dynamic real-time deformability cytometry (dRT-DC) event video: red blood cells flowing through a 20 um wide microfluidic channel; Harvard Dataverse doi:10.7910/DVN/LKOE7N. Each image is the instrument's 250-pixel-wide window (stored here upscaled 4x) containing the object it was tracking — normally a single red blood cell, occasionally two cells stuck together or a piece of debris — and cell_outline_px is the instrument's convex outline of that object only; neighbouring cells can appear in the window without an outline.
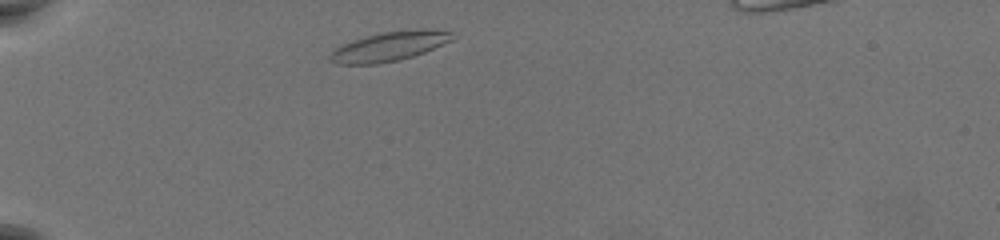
{"species": "common noctule bat (a hibernating species)", "species_latin": "Nyctalus noctula", "temperature_condition": "warm", "stored_images_in_passage": 36, "camera_frame_rate_fps": 3000, "um_per_image_px": 0.085, "animal": {"sex": "female", "body_mass_g": 19.5, "forearm_length_mm": 54.1}, "frame": {"image": 1, "passage_image": 1, "time_ms": 0.0, "image_size_px": [1000, 240], "cell_outline_px": [[460, 36], [452, 40], [424, 52], [400, 60], [380, 64], [336, 64], [328, 60], [328, 56], [332, 48], [352, 40], [384, 32], [432, 28], [452, 32]], "centroid_in_image_um": [33.09, 3.95], "position_along_channel_um": 51.9, "area_um2": 21.21}}
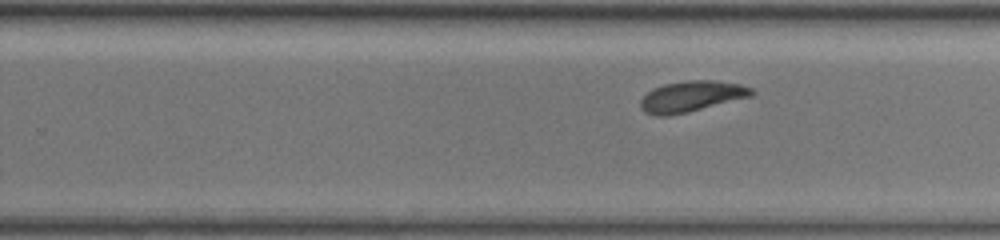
{"frame": {"image": 2, "passage_image": 22, "time_ms": 7.0, "image_size_px": [1000, 240], "cell_outline_px": [[756, 92], [752, 96], [684, 112], [664, 116], [656, 116], [644, 112], [640, 104], [640, 100], [652, 88], [664, 84], [688, 80], [712, 80], [740, 84], [752, 88]], "centroid_in_image_um": [58.76, 8.17], "position_along_channel_um": 271.0, "area_um2": 19.65}}
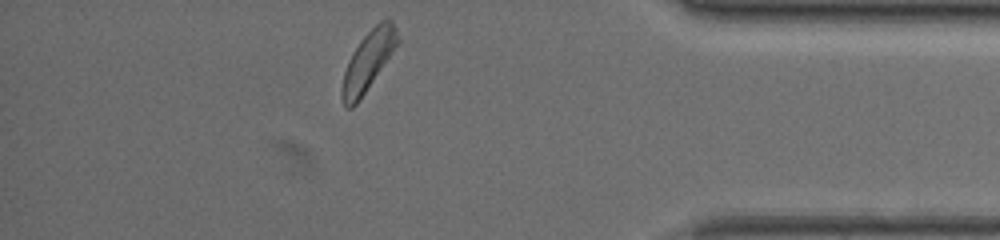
{"frame": {"image": 3, "passage_image": 35, "time_ms": 11.333, "image_size_px": [1000, 240], "cell_outline_px": [[400, 40], [392, 52], [356, 104], [352, 108], [344, 108], [340, 92], [344, 72], [348, 60], [352, 52], [360, 40], [380, 20], [388, 16], [392, 20], [400, 36]], "centroid_in_image_um": [31.28, 5.14], "position_along_channel_um": 403.9, "area_um2": 19.07}, "authors_computed_cell_mechanics": {"area_um2": 19.6809, "velocity_mm_per_s": 3.6258, "shape_relaxation_time_tau1_ms": 3.1981, "shape_relaxation_time_tau2_ms": 9.6038, "deformation_change_tau1": 0.1352, "deformation_change_tau2": 0.1902}}